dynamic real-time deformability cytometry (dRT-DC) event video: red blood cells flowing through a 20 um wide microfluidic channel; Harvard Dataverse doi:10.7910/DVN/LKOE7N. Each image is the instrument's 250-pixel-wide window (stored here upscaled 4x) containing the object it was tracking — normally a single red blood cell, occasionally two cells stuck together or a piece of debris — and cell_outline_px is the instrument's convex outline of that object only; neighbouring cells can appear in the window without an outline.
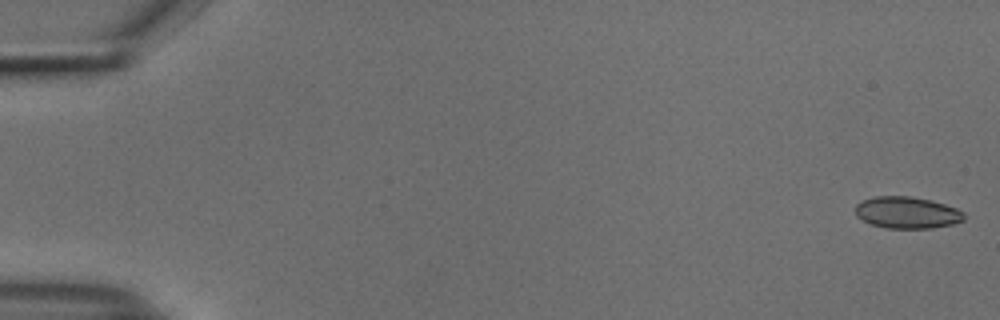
{"species": "common noctule bat (a hibernating species)", "species_latin": "Nyctalus noctula", "temperature_condition": "cold", "stored_images_in_passage": 54, "camera_frame_rate_fps": 3000, "um_per_image_px": 0.085, "animal": {"sex": "male", "body_mass_g": 18.8}, "frame": {"image": 1, "passage_image": 1, "time_ms": 0.0, "image_size_px": [1000, 320], "cell_outline_px": [[964, 220], [952, 224], [932, 228], [888, 228], [872, 224], [856, 216], [856, 204], [864, 200], [876, 196], [908, 196], [928, 200], [944, 204], [956, 208], [964, 212]], "centroid_in_image_um": [77.11, 18.07], "position_along_channel_um": 7.9, "area_um2": 19.83}}
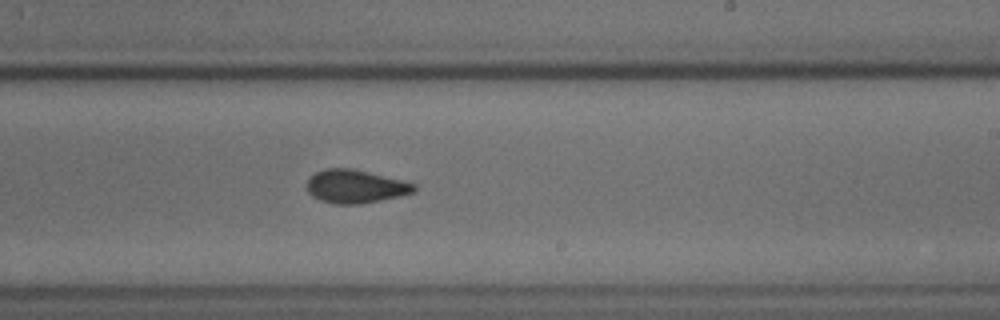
{"frame": {"image": 2, "passage_image": 33, "time_ms": 10.667, "image_size_px": [1000, 320], "cell_outline_px": [[416, 192], [400, 196], [360, 204], [336, 204], [320, 200], [312, 196], [308, 192], [308, 180], [316, 172], [324, 168], [352, 168], [416, 184]], "centroid_in_image_um": [30.21, 15.85], "position_along_channel_um": 258.8, "area_um2": 20.63}}
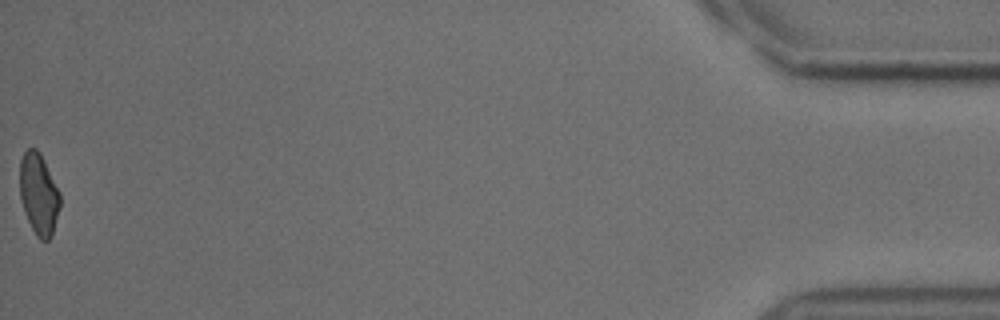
{"frame": {"image": 3, "passage_image": 54, "time_ms": 17.667, "image_size_px": [1000, 320], "cell_outline_px": [[60, 208], [52, 232], [48, 240], [40, 240], [36, 236], [24, 212], [20, 196], [20, 160], [24, 152], [28, 148], [36, 148], [40, 152], [60, 192]], "centroid_in_image_um": [3.29, 16.47], "position_along_channel_um": 431.9, "area_um2": 19.02}, "authors_computed_cell_mechanics": {"area_um2": 20.5479, "velocity_mm_per_s": 3.7837, "shape_relaxation_time_tau1_ms": null, "shape_relaxation_time_tau2_ms": 1.4777, "deformation_change_tau1": null, "deformation_change_tau2": 0.0499}}